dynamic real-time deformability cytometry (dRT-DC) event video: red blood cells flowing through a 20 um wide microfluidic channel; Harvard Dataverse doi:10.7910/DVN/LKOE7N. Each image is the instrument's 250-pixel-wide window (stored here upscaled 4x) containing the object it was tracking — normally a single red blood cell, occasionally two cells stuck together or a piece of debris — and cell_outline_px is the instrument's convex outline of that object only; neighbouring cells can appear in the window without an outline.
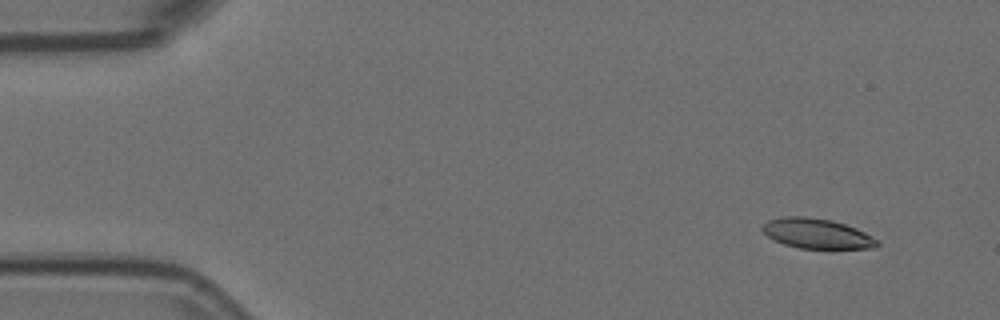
{"species": "Egyptian fruit bat (a non-hibernating species)", "species_latin": "Rousettus aegyptiacus", "temperature_condition": "room temperature", "stored_images_in_passage": 5, "camera_frame_rate_fps": 3000, "um_per_image_px": 0.085, "animal": {"sex": "female"}, "frame": {"image": 1, "passage_image": 2, "time_ms": 0.333, "image_size_px": [1000, 320], "cell_outline_px": [[880, 244], [876, 248], [800, 248], [784, 244], [768, 236], [760, 228], [768, 220], [784, 216], [804, 216], [832, 220], [856, 228], [880, 240]], "centroid_in_image_um": [69.46, 19.85], "position_along_channel_um": 15.5, "area_um2": 20.0}}
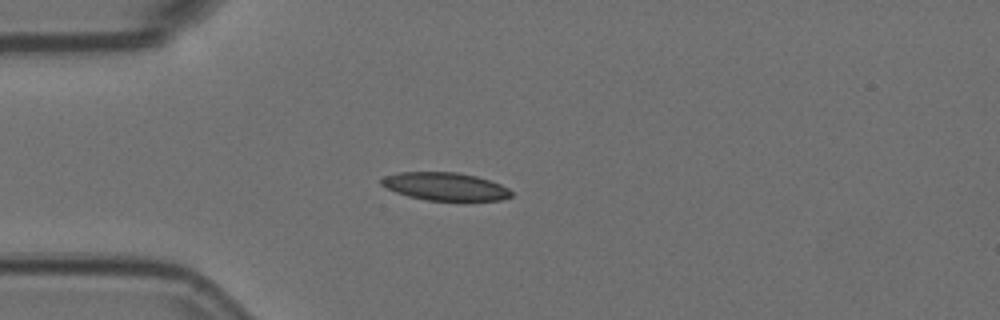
{"frame": {"image": 2, "passage_image": 5, "time_ms": 1.333, "image_size_px": [1000, 320], "cell_outline_px": [[512, 196], [500, 200], [464, 204], [428, 200], [408, 196], [396, 192], [380, 184], [380, 180], [384, 176], [400, 172], [456, 172], [476, 176], [500, 184], [508, 188], [512, 192]], "centroid_in_image_um": [37.9, 15.9], "position_along_channel_um": 47.1, "area_um2": 21.96}}